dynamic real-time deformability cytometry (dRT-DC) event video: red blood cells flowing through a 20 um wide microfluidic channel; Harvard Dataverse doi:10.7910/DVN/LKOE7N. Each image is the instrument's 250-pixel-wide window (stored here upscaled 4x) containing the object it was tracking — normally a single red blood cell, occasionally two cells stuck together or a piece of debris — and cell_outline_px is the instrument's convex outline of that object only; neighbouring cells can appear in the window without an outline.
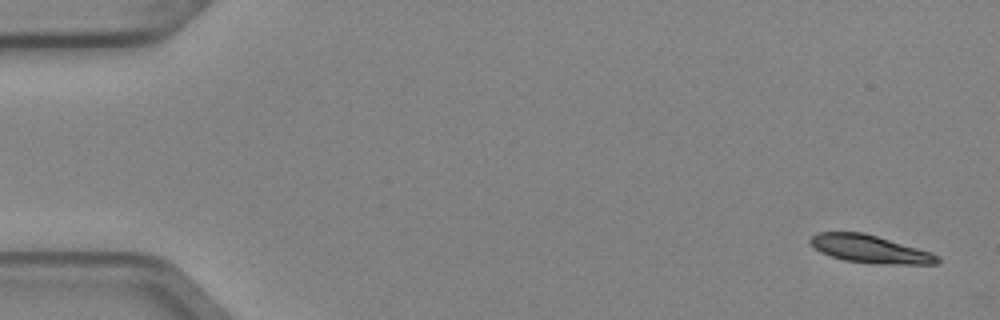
{"species": "Egyptian fruit bat (a non-hibernating species)", "species_latin": "Rousettus aegyptiacus", "temperature_condition": "cold", "stored_images_in_passage": 2, "camera_frame_rate_fps": 3000, "um_per_image_px": 0.085, "animal": {"sex": "female"}, "frame": {"image": 1, "passage_image": 1, "time_ms": 0.0, "image_size_px": [1000, 320], "cell_outline_px": [[940, 264], [888, 264], [844, 260], [820, 252], [808, 240], [816, 232], [864, 232], [932, 252], [940, 256]], "centroid_in_image_um": [73.99, 21.16], "position_along_channel_um": 11.0, "area_um2": 20.52}}